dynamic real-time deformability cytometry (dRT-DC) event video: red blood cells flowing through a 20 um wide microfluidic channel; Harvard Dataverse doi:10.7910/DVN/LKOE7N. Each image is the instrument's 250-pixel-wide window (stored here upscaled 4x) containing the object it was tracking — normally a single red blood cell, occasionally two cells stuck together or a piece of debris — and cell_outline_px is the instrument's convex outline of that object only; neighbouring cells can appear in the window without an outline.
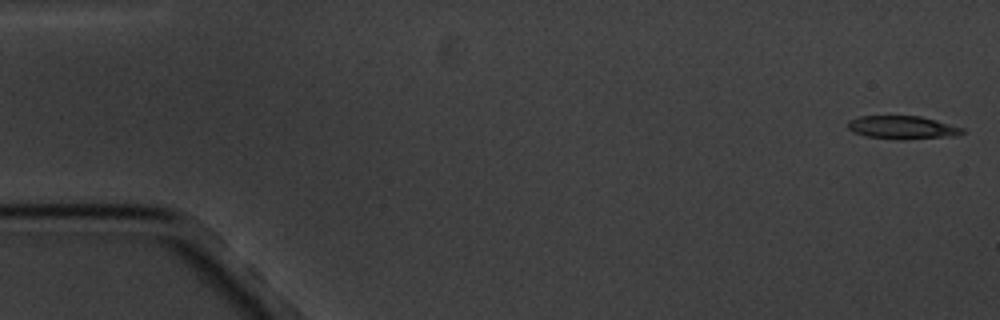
{"species": "common noctule bat (a hibernating species)", "species_latin": "Nyctalus noctula", "temperature_condition": "cold", "stored_images_in_passage": 6, "camera_frame_rate_fps": 3000, "um_per_image_px": 0.085, "animal": {"sex": "male", "body_mass_g": 20.1, "forearm_length_mm": 53.5}, "frame": {"image": 1, "passage_image": 1, "time_ms": 0.0, "image_size_px": [1000, 320], "cell_outline_px": [[964, 132], [956, 136], [904, 140], [900, 140], [864, 136], [852, 132], [848, 128], [848, 120], [860, 116], [920, 116], [936, 120], [964, 128]], "centroid_in_image_um": [76.7, 10.84], "position_along_channel_um": 8.3, "area_um2": 15.66}}
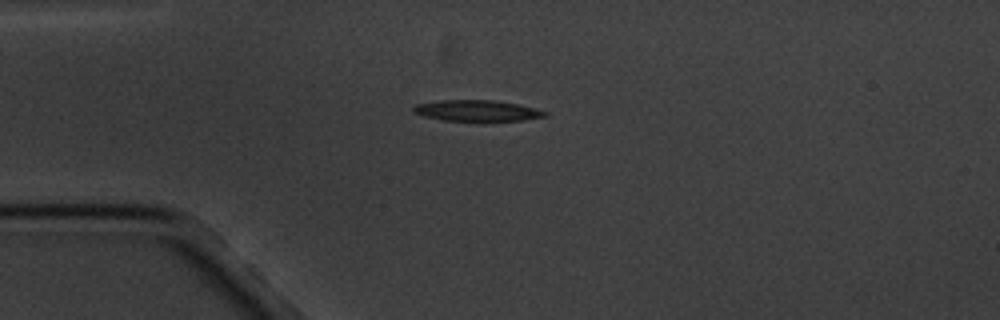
{"frame": {"image": 2, "passage_image": 4, "time_ms": 4.333, "image_size_px": [1000, 320], "cell_outline_px": [[548, 116], [520, 120], [444, 120], [424, 116], [412, 112], [412, 108], [416, 104], [440, 100], [496, 100], [516, 104], [548, 112]], "centroid_in_image_um": [40.5, 9.39], "position_along_channel_um": 44.5, "area_um2": 15.78}}
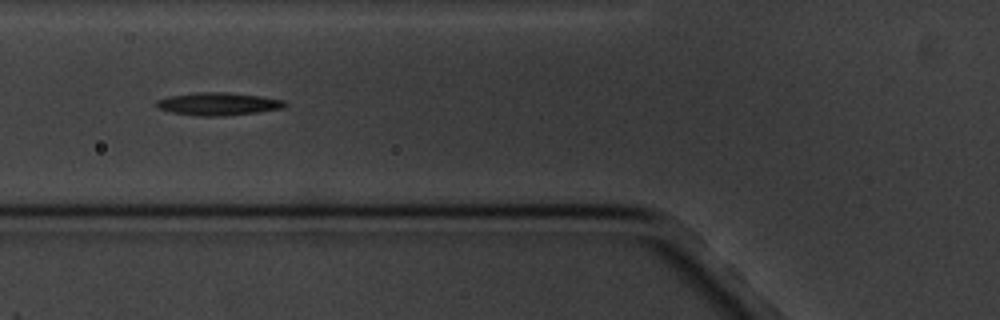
{"frame": {"image": 3, "passage_image": 6, "time_ms": 6.667, "image_size_px": [1000, 320], "cell_outline_px": [[288, 104], [284, 108], [256, 112], [220, 116], [204, 116], [172, 112], [156, 108], [156, 100], [168, 96], [200, 92], [224, 92], [260, 96], [284, 100]], "centroid_in_image_um": [18.54, 8.82], "position_along_channel_um": 107.3, "area_um2": 16.88}}